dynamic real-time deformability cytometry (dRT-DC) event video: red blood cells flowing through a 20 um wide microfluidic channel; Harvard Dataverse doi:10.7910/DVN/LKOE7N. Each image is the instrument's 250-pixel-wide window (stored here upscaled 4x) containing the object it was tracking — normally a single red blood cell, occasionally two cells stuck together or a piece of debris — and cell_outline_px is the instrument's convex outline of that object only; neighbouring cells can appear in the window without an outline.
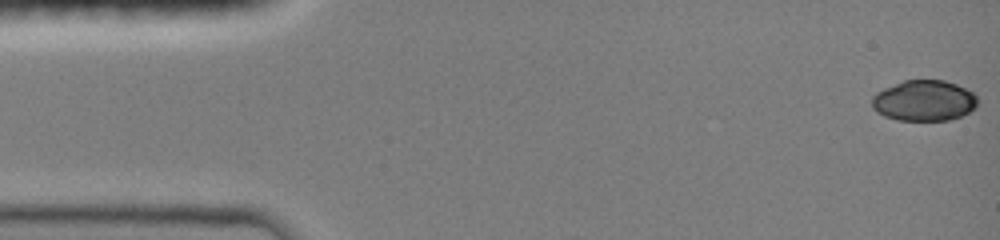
{"species": "common noctule bat (a hibernating species)", "species_latin": "Nyctalus noctula", "temperature_condition": "room temperature", "stored_images_in_passage": 47, "camera_frame_rate_fps": 3000, "um_per_image_px": 0.085, "animal": {"sex": "female", "body_mass_g": 19.0, "forearm_length_mm": 51.5}, "frame": {"image": 1, "passage_image": 1, "time_ms": 0.0, "image_size_px": [1000, 240], "cell_outline_px": [[976, 108], [952, 120], [896, 120], [884, 116], [876, 112], [872, 108], [872, 96], [876, 92], [884, 88], [904, 80], [944, 80], [956, 84], [972, 92], [976, 96]], "centroid_in_image_um": [78.51, 8.56], "position_along_channel_um": 6.5, "area_um2": 25.14}}
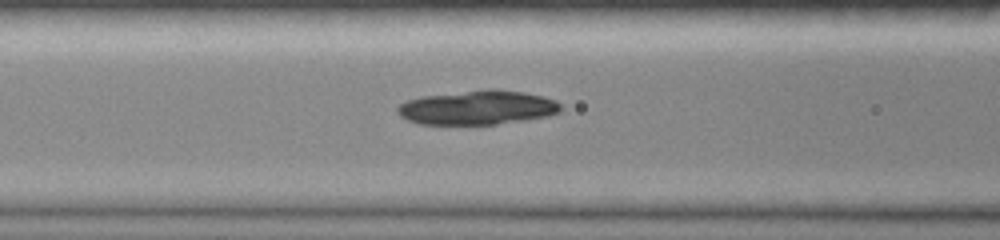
{"frame": {"image": 2, "passage_image": 19, "time_ms": 6.0, "image_size_px": [1000, 240], "cell_outline_px": [[560, 112], [548, 116], [524, 120], [496, 124], [420, 124], [408, 120], [400, 116], [396, 112], [396, 108], [400, 104], [408, 100], [420, 96], [488, 88], [492, 88], [524, 92], [556, 100], [560, 104]], "centroid_in_image_um": [40.57, 9.13], "position_along_channel_um": 126.0, "area_um2": 32.66}}
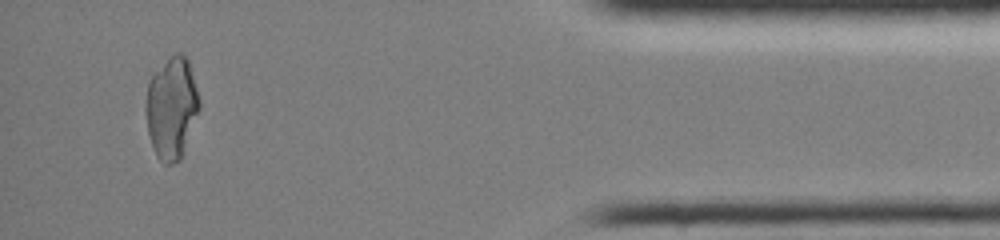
{"frame": {"image": 3, "passage_image": 44, "time_ms": 14.333, "image_size_px": [1000, 240], "cell_outline_px": [[200, 108], [180, 160], [172, 164], [164, 164], [156, 156], [148, 132], [148, 84], [152, 76], [176, 52], [180, 52], [188, 60], [200, 100]], "centroid_in_image_um": [14.63, 9.21], "position_along_channel_um": 420.6, "area_um2": 30.69}}